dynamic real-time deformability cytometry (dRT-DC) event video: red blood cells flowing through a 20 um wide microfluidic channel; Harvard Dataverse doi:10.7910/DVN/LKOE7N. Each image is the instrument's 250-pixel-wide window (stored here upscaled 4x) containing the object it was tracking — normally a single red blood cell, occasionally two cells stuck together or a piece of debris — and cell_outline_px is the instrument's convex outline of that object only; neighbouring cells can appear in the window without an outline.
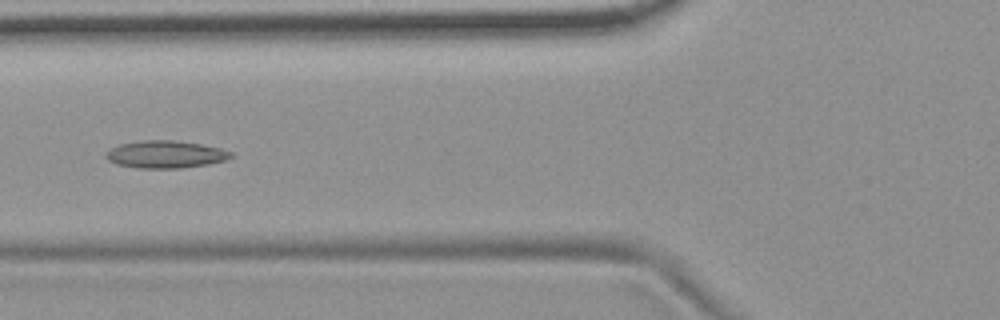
{"species": "common noctule bat (a hibernating species)", "species_latin": "Nyctalus noctula", "temperature_condition": "room temperature", "stored_images_in_passage": 8, "camera_frame_rate_fps": 3000, "um_per_image_px": 0.085, "animal": {"sex": "female", "body_mass_g": 19.9}, "frame": {"image": 1, "passage_image": 6, "time_ms": 6.667, "image_size_px": [1000, 320], "cell_outline_px": [[236, 156], [224, 160], [208, 164], [184, 168], [136, 168], [116, 164], [108, 160], [104, 156], [104, 152], [108, 148], [120, 144], [144, 140], [172, 140], [200, 144], [220, 148], [236, 152]], "centroid_in_image_um": [14.06, 13.12], "position_along_channel_um": 111.7, "area_um2": 20.29}}
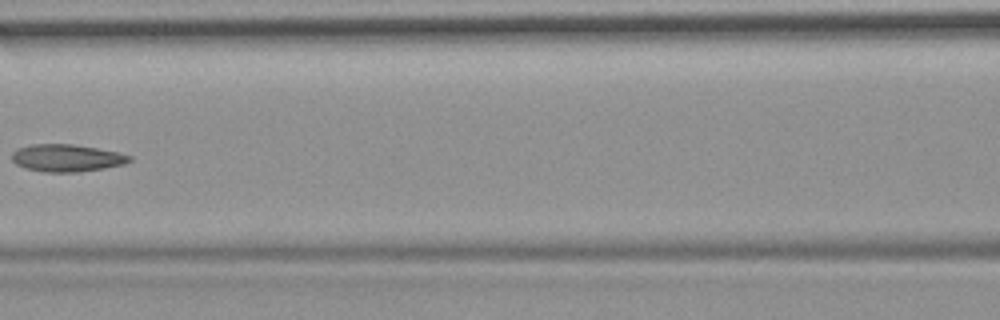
{"frame": {"image": 2, "passage_image": 7, "time_ms": 8.0, "image_size_px": [1000, 320], "cell_outline_px": [[132, 160], [124, 164], [104, 168], [80, 172], [44, 172], [24, 168], [16, 164], [12, 160], [12, 152], [20, 148], [32, 144], [72, 144], [120, 152], [132, 156]], "centroid_in_image_um": [5.69, 13.43], "position_along_channel_um": 160.9, "area_um2": 18.79}}
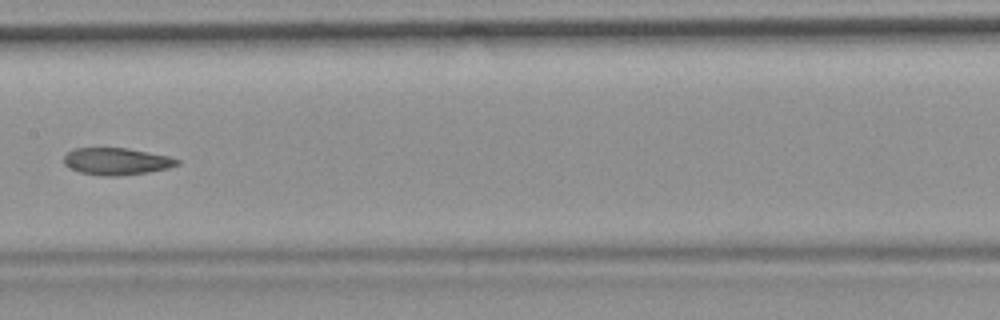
{"frame": {"image": 3, "passage_image": 8, "time_ms": 9.0, "image_size_px": [1000, 320], "cell_outline_px": [[180, 164], [168, 168], [148, 172], [120, 176], [100, 176], [80, 172], [64, 164], [64, 156], [72, 148], [128, 148], [168, 156], [180, 160]], "centroid_in_image_um": [9.91, 13.72], "position_along_channel_um": 197.5, "area_um2": 17.86}}